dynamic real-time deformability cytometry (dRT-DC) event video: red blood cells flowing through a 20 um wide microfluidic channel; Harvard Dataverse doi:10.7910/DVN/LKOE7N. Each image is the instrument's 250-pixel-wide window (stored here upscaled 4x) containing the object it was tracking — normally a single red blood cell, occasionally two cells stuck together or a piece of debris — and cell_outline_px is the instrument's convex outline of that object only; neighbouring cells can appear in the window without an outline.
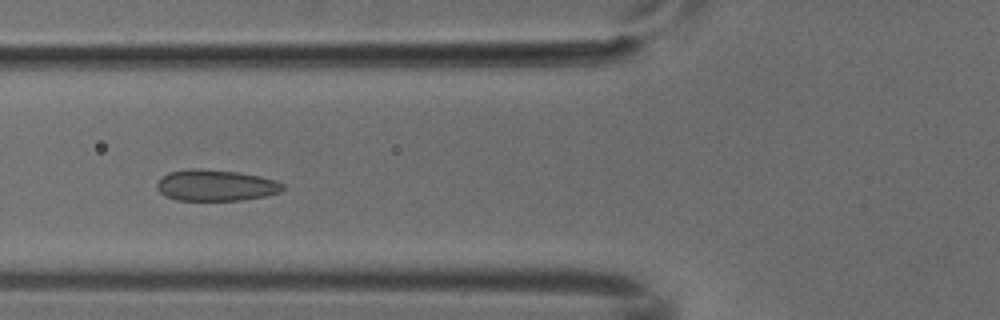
{"species": "common noctule bat (a hibernating species)", "species_latin": "Nyctalus noctula", "temperature_condition": "cold", "stored_images_in_passage": 6, "camera_frame_rate_fps": 3000, "um_per_image_px": 0.085, "animal": {"sex": "male", "body_mass_g": 18.8}, "frame": {"image": 1, "passage_image": 5, "time_ms": 1.333, "image_size_px": [1000, 320], "cell_outline_px": [[284, 188], [280, 192], [264, 196], [240, 200], [176, 200], [164, 196], [156, 188], [156, 184], [168, 172], [192, 168], [200, 168], [236, 172], [260, 176], [276, 180], [284, 184]], "centroid_in_image_um": [18.33, 15.75], "position_along_channel_um": 107.5, "area_um2": 22.89}}
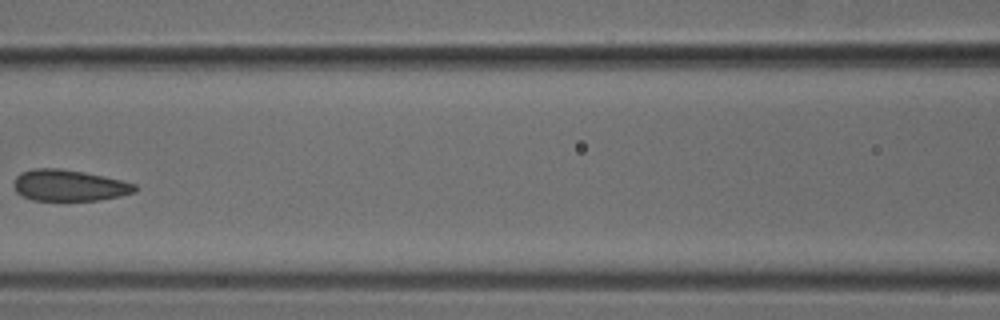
{"frame": {"image": 2, "passage_image": 6, "time_ms": 1.667, "image_size_px": [1000, 320], "cell_outline_px": [[140, 188], [136, 192], [120, 196], [100, 200], [32, 200], [16, 192], [12, 184], [16, 176], [20, 172], [32, 168], [60, 168], [84, 172], [104, 176], [136, 184]], "centroid_in_image_um": [5.87, 15.75], "position_along_channel_um": 160.7, "area_um2": 22.31}}